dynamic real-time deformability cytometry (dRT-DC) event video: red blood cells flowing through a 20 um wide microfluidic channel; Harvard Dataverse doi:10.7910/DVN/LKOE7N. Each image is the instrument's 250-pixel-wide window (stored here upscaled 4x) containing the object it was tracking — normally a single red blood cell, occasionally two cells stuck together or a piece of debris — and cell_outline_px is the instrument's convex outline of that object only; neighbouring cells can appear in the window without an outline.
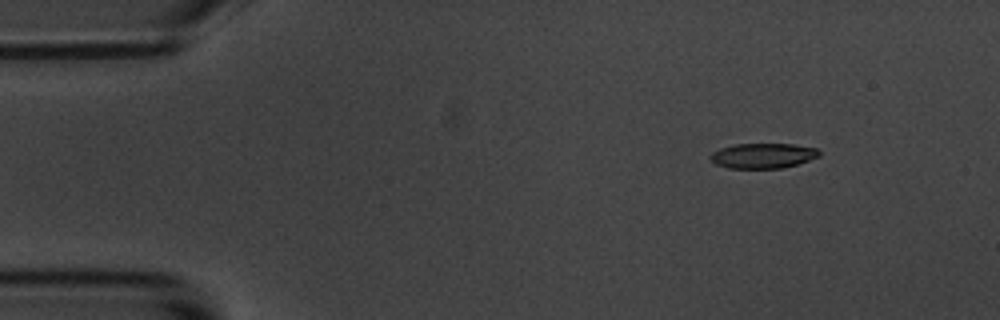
{"species": "common noctule bat (a hibernating species)", "species_latin": "Nyctalus noctula", "temperature_condition": "room temperature", "stored_images_in_passage": 4, "camera_frame_rate_fps": 3000, "um_per_image_px": 0.085, "animal": {"sex": "male", "body_mass_g": 20.1, "forearm_length_mm": 53.5}, "frame": {"image": 1, "passage_image": 2, "time_ms": 1.333, "image_size_px": [1000, 320], "cell_outline_px": [[820, 156], [796, 164], [780, 168], [728, 168], [716, 164], [708, 156], [712, 152], [720, 148], [736, 144], [792, 144], [816, 148], [820, 152]], "centroid_in_image_um": [64.83, 13.23], "position_along_channel_um": 20.2, "area_um2": 15.78}}